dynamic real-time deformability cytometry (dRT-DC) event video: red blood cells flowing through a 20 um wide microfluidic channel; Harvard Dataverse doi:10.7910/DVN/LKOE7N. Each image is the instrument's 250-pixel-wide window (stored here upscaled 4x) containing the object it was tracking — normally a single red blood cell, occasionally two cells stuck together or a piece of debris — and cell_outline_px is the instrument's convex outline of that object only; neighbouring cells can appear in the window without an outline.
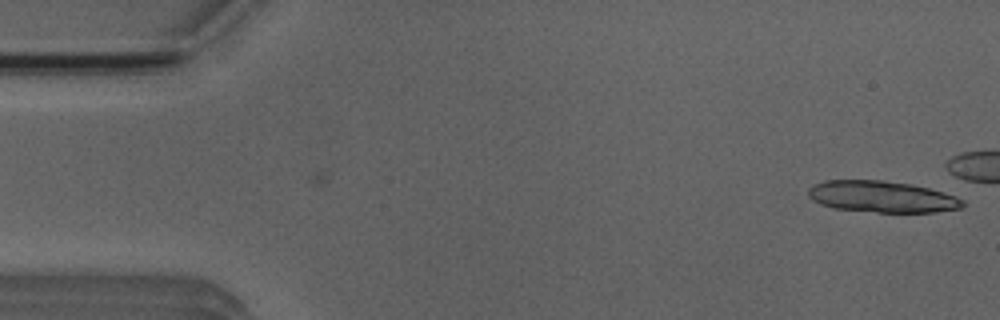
{"species": "Egyptian fruit bat (a non-hibernating species)", "species_latin": "Rousettus aegyptiacus", "temperature_condition": "room temperature", "stored_images_in_passage": 13, "camera_frame_rate_fps": 3000, "um_per_image_px": 0.085, "animal": {"sex": "male"}, "frame": {"image": 1, "passage_image": 1, "time_ms": 0.0, "image_size_px": [1000, 320], "cell_outline_px": [[964, 204], [960, 208], [936, 212], [876, 212], [832, 208], [820, 204], [812, 200], [808, 196], [808, 188], [812, 184], [824, 180], [884, 180], [912, 184], [944, 192], [956, 196], [964, 200]], "centroid_in_image_um": [74.93, 16.71], "position_along_channel_um": 10.1, "area_um2": 28.55}}